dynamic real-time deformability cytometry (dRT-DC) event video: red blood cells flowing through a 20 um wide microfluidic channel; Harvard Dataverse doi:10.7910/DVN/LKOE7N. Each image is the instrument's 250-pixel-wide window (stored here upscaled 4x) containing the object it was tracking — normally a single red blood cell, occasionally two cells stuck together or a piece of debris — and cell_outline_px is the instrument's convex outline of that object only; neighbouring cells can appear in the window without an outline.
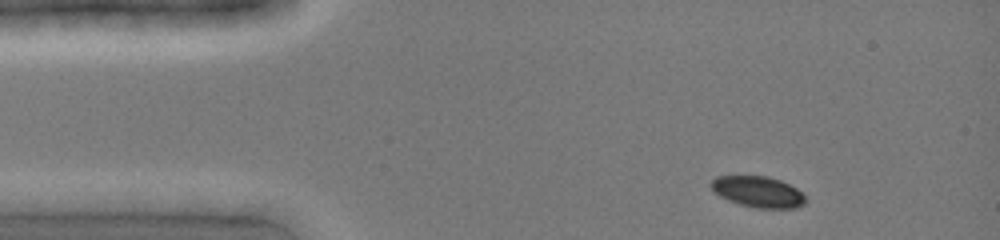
{"species": "common noctule bat (a hibernating species)", "species_latin": "Nyctalus noctula", "temperature_condition": "cold", "stored_images_in_passage": 2, "camera_frame_rate_fps": 3000, "um_per_image_px": 0.085, "animal": {"sex": "female", "body_mass_g": 19.0, "forearm_length_mm": 51.5}, "frame": {"image": 1, "passage_image": 1, "time_ms": 0.0, "image_size_px": [1000, 240], "cell_outline_px": [[808, 200], [804, 204], [796, 208], [756, 208], [740, 204], [728, 200], [720, 196], [708, 184], [716, 176], [768, 176], [780, 180], [796, 188]], "centroid_in_image_um": [64.44, 16.3], "position_along_channel_um": 20.6, "area_um2": 17.05}}